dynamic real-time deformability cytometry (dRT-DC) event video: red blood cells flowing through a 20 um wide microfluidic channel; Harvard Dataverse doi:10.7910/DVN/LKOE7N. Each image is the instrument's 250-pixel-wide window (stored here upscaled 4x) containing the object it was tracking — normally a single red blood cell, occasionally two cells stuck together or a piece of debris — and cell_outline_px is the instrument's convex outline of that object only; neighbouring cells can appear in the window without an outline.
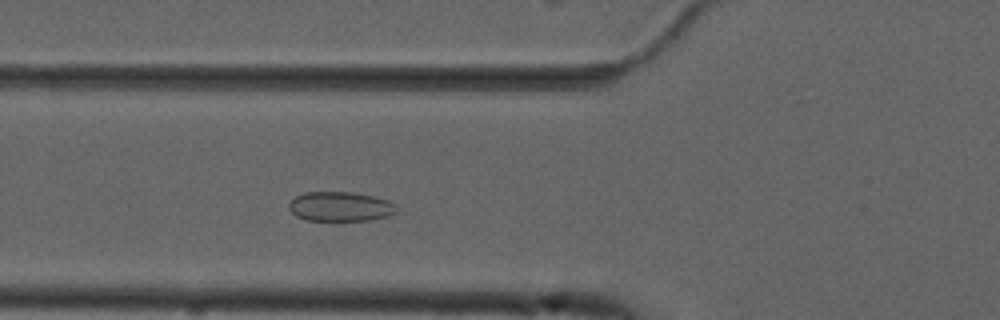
{"species": "common noctule bat (a hibernating species)", "species_latin": "Nyctalus noctula", "temperature_condition": "cold", "stored_images_in_passage": 41, "segment_of_instrument_passage": [1, 2], "camera_frame_rate_fps": 3000, "um_per_image_px": 0.085, "animal": {"sex": "male", "forearm_length_mm": 52.5}, "frame": {"image": 1, "passage_image": 5, "time_ms": 1.333, "image_size_px": [1000, 320], "cell_outline_px": [[396, 212], [388, 216], [372, 220], [308, 220], [296, 216], [288, 208], [288, 204], [296, 196], [304, 192], [352, 192], [372, 196], [388, 200], [396, 204]], "centroid_in_image_um": [28.93, 17.55], "position_along_channel_um": 96.9, "area_um2": 18.5}}
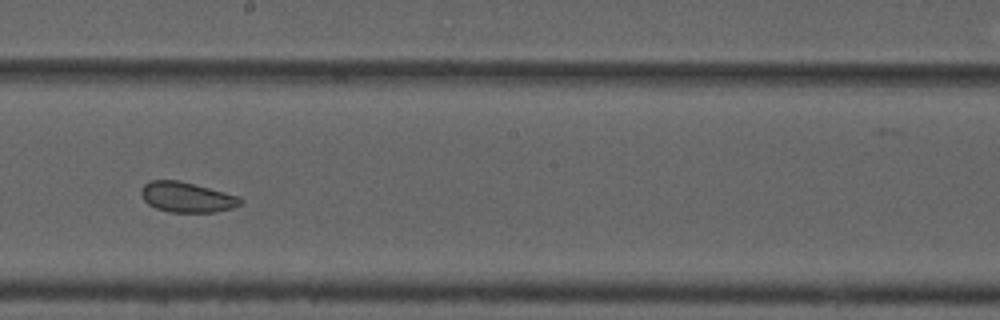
{"frame": {"image": 2, "passage_image": 16, "time_ms": 5.0, "image_size_px": [1000, 320], "cell_outline_px": [[244, 200], [240, 204], [232, 208], [216, 212], [168, 212], [156, 208], [148, 204], [144, 200], [140, 192], [140, 188], [144, 184], [152, 180], [180, 180], [240, 196]], "centroid_in_image_um": [15.88, 16.76], "position_along_channel_um": 232.3, "area_um2": 17.63}}
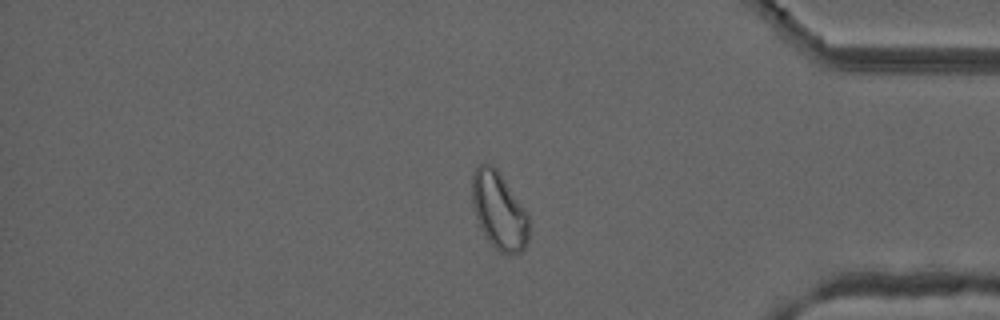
{"frame": {"image": 3, "passage_image": 31, "time_ms": 10.0, "image_size_px": [1000, 320], "cell_outline_px": [[528, 240], [524, 248], [520, 252], [500, 252], [488, 240], [480, 228], [472, 204], [472, 172], [480, 164], [492, 164], [496, 168], [528, 212]], "centroid_in_image_um": [42.4, 17.88], "position_along_channel_um": 392.8, "area_um2": 25.37}}